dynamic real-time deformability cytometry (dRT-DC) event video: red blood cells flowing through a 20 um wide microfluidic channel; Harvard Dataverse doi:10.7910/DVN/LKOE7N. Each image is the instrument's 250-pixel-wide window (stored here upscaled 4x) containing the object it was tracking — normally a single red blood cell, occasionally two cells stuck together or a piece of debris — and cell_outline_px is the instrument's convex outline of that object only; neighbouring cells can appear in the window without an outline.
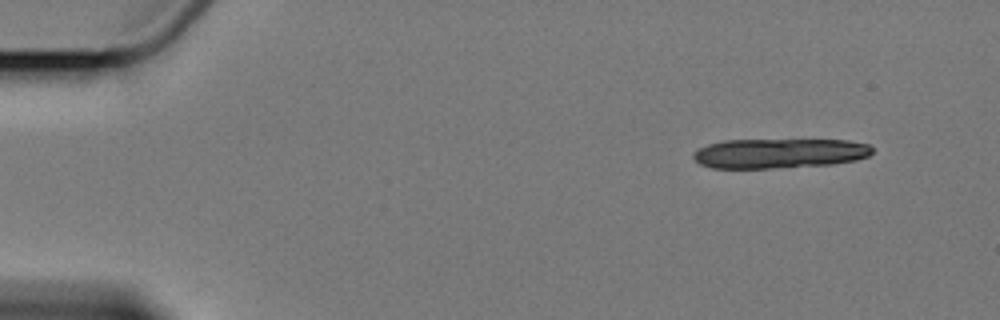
{"species": "Egyptian fruit bat (a non-hibernating species)", "species_latin": "Rousettus aegyptiacus", "temperature_condition": "cold", "stored_images_in_passage": 4, "camera_frame_rate_fps": 3000, "um_per_image_px": 0.085, "animal": {"sex": "female"}, "frame": {"image": 1, "passage_image": 1, "time_ms": 0.0, "image_size_px": [1000, 320], "cell_outline_px": [[872, 152], [868, 156], [856, 160], [832, 164], [772, 168], [712, 168], [700, 164], [692, 156], [700, 148], [708, 144], [724, 140], [848, 140], [868, 144], [872, 148]], "centroid_in_image_um": [66.25, 13.03], "position_along_channel_um": 18.7, "area_um2": 30.87}}